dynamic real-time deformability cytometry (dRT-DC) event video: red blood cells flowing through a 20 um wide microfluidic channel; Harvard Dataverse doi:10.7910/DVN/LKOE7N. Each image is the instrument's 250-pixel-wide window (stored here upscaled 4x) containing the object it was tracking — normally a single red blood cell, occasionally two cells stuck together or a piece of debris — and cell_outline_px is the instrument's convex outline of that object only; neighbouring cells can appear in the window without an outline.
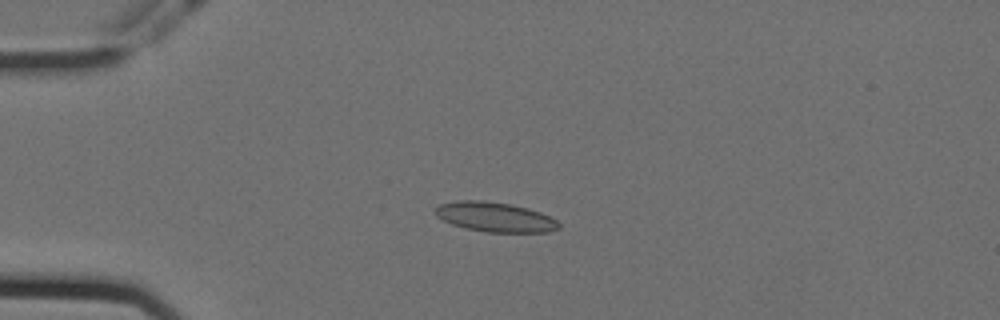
{"species": "Egyptian fruit bat (a non-hibernating species)", "species_latin": "Rousettus aegyptiacus", "temperature_condition": "cold", "stored_images_in_passage": 44, "camera_frame_rate_fps": 3000, "um_per_image_px": 0.085, "animal": {"sex": "female"}, "frame": {"image": 1, "passage_image": 1, "time_ms": 0.0, "image_size_px": [1000, 320], "cell_outline_px": [[560, 228], [548, 232], [484, 232], [464, 228], [452, 224], [436, 216], [432, 212], [440, 204], [460, 200], [484, 200], [512, 204], [528, 208], [540, 212], [556, 220], [560, 224]], "centroid_in_image_um": [42.06, 18.44], "position_along_channel_um": 42.9, "area_um2": 21.5}}
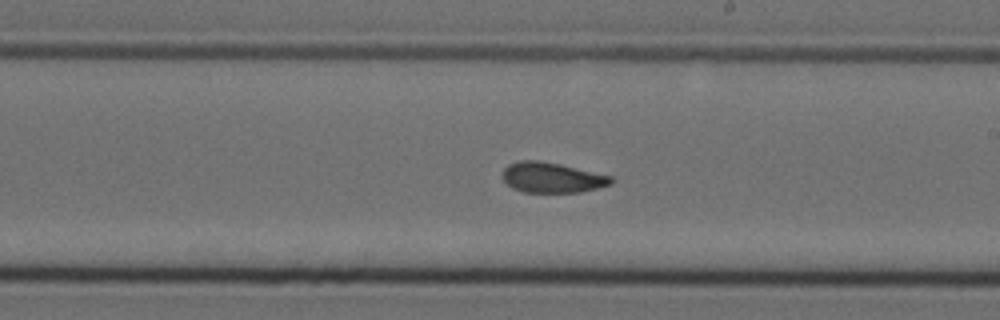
{"frame": {"image": 2, "passage_image": 20, "time_ms": 6.333, "image_size_px": [1000, 320], "cell_outline_px": [[616, 180], [612, 184], [580, 192], [524, 192], [512, 188], [504, 180], [504, 168], [508, 164], [520, 160], [540, 160], [560, 164], [612, 176]], "centroid_in_image_um": [46.94, 15.09], "position_along_channel_um": 242.1, "area_um2": 19.13}}
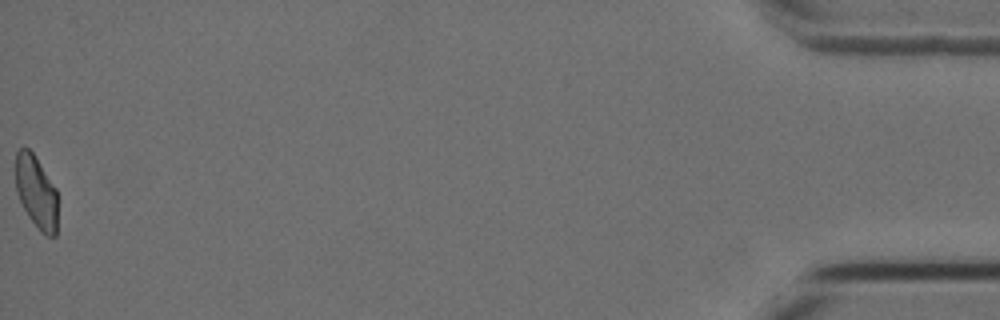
{"frame": {"image": 3, "passage_image": 44, "time_ms": 14.333, "image_size_px": [1000, 320], "cell_outline_px": [[56, 236], [44, 236], [40, 232], [28, 216], [16, 192], [16, 152], [20, 148], [28, 148], [32, 152], [56, 188]], "centroid_in_image_um": [3.07, 16.34], "position_along_channel_um": 432.1, "area_um2": 17.63}, "authors_computed_cell_mechanics": {"area_um2": 19.5364, "velocity_mm_per_s": 3.5637, "shape_relaxation_time_tau1_ms": null, "shape_relaxation_time_tau2_ms": 2.2249, "deformation_change_tau1": null, "deformation_change_tau2": 0.0833}}